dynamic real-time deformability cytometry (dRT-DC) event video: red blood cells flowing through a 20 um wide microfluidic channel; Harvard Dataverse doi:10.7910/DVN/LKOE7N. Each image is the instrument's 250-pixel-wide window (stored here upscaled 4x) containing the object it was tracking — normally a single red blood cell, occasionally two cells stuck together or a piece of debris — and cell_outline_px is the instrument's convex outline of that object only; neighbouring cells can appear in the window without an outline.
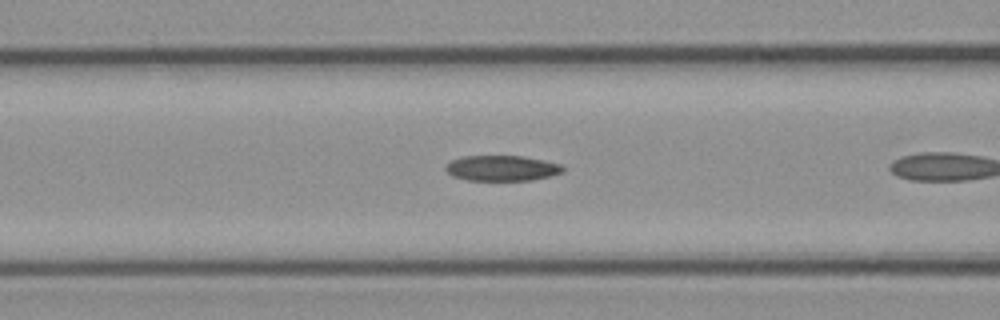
{"species": "common noctule bat (a hibernating species)", "species_latin": "Nyctalus noctula", "temperature_condition": "cold", "stored_images_in_passage": 11, "camera_frame_rate_fps": 3000, "um_per_image_px": 0.085, "animal": {"sex": "female", "body_mass_g": 21.9}, "frame": {"image": 1, "passage_image": 7, "time_ms": 2.0, "image_size_px": [1000, 320], "cell_outline_px": [[564, 172], [552, 176], [532, 180], [468, 180], [452, 176], [444, 168], [452, 160], [464, 156], [524, 156], [544, 160], [560, 164], [564, 168]], "centroid_in_image_um": [42.7, 14.29], "position_along_channel_um": 123.9, "area_um2": 17.4}}
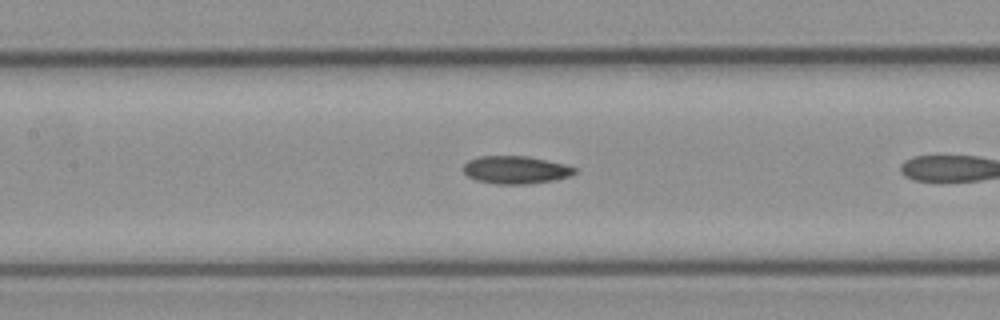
{"frame": {"image": 2, "passage_image": 10, "time_ms": 3.0, "image_size_px": [1000, 320], "cell_outline_px": [[576, 172], [572, 176], [552, 180], [528, 184], [492, 184], [476, 180], [468, 176], [464, 172], [464, 164], [468, 160], [480, 156], [528, 156], [568, 164], [576, 168]], "centroid_in_image_um": [43.86, 14.43], "position_along_channel_um": 163.5, "area_um2": 18.21}}